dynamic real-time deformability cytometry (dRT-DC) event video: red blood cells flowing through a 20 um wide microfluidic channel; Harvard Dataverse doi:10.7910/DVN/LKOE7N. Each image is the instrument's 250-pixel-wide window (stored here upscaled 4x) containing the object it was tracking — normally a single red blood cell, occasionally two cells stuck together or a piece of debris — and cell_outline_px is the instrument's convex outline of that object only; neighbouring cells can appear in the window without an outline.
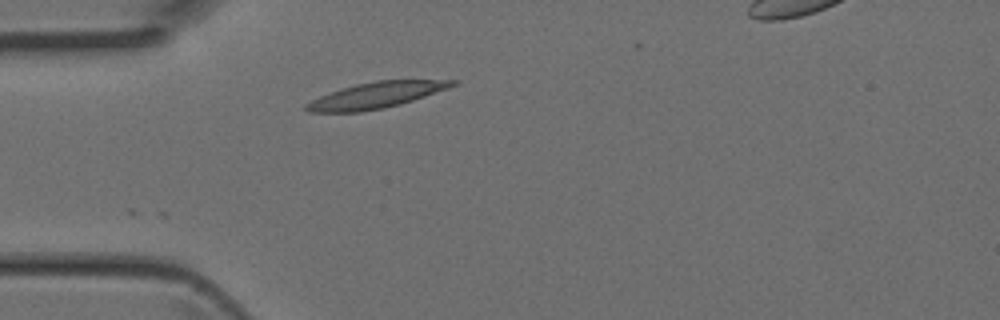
{"species": "Egyptian fruit bat (a non-hibernating species)", "species_latin": "Rousettus aegyptiacus", "temperature_condition": "room temperature", "stored_images_in_passage": 2, "camera_frame_rate_fps": 3000, "um_per_image_px": 0.085, "animal": {"sex": "female"}, "frame": {"image": 1, "passage_image": 2, "time_ms": 0.333, "image_size_px": [1000, 320], "cell_outline_px": [[460, 84], [400, 104], [384, 108], [360, 112], [308, 112], [304, 108], [304, 104], [320, 96], [340, 88], [356, 84], [376, 80], [460, 80]], "centroid_in_image_um": [31.96, 8.09], "position_along_channel_um": 53.0, "area_um2": 22.14}}